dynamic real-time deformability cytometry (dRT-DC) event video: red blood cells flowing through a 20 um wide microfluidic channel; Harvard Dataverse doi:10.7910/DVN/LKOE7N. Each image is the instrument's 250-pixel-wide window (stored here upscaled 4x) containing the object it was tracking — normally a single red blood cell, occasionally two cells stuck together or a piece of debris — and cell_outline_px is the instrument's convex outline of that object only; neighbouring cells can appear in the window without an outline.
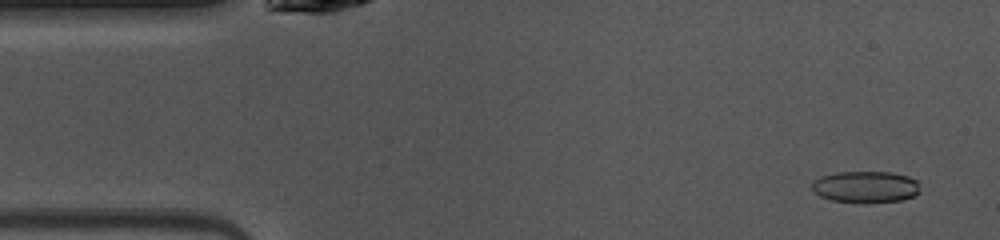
{"species": "common noctule bat (a hibernating species)", "species_latin": "Nyctalus noctula", "temperature_condition": "warm", "stored_images_in_passage": 47, "camera_frame_rate_fps": 3000, "um_per_image_px": 0.085, "animal": {"sex": "female", "body_mass_g": 10.0, "forearm_length_mm": 53.1}, "frame": {"image": 1, "passage_image": 3, "time_ms": 0.667, "image_size_px": [1000, 240], "cell_outline_px": [[920, 192], [912, 196], [900, 200], [864, 204], [832, 200], [820, 196], [812, 188], [812, 184], [820, 176], [836, 172], [892, 172], [908, 176], [916, 180], [920, 188]], "centroid_in_image_um": [73.59, 15.89], "position_along_channel_um": 11.4, "area_um2": 20.06}}
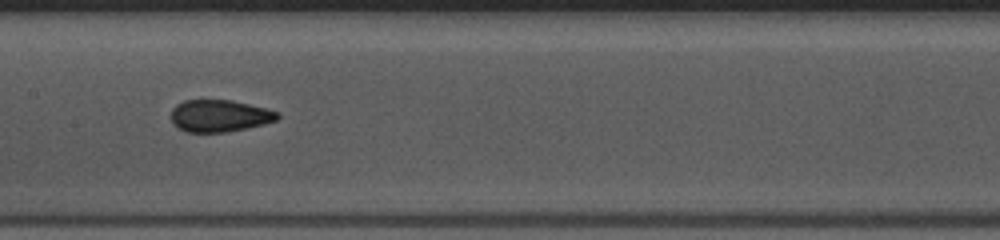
{"frame": {"image": 2, "passage_image": 22, "time_ms": 7.0, "image_size_px": [1000, 240], "cell_outline_px": [[280, 116], [276, 120], [264, 124], [248, 128], [228, 132], [188, 132], [172, 124], [172, 108], [176, 104], [184, 100], [232, 100], [268, 108], [280, 112]], "centroid_in_image_um": [18.69, 9.84], "position_along_channel_um": 188.7, "area_um2": 20.06}}
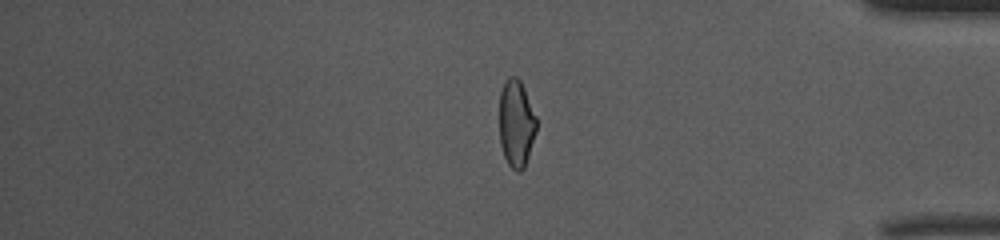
{"frame": {"image": 3, "passage_image": 39, "time_ms": 12.667, "image_size_px": [1000, 240], "cell_outline_px": [[536, 132], [524, 168], [520, 172], [516, 172], [508, 164], [504, 156], [500, 144], [500, 92], [504, 80], [508, 76], [516, 76], [520, 80], [524, 88], [536, 116]], "centroid_in_image_um": [43.87, 10.48], "position_along_channel_um": 391.3, "area_um2": 18.9}, "authors_computed_cell_mechanics": {"area_um2": 19.9988, "velocity_mm_per_s": 4.1017, "shape_relaxation_time_tau1_ms": 4.7111, "shape_relaxation_time_tau2_ms": 1.14, "deformation_change_tau1": 0.1329, "deformation_change_tau2": 0.0608}}